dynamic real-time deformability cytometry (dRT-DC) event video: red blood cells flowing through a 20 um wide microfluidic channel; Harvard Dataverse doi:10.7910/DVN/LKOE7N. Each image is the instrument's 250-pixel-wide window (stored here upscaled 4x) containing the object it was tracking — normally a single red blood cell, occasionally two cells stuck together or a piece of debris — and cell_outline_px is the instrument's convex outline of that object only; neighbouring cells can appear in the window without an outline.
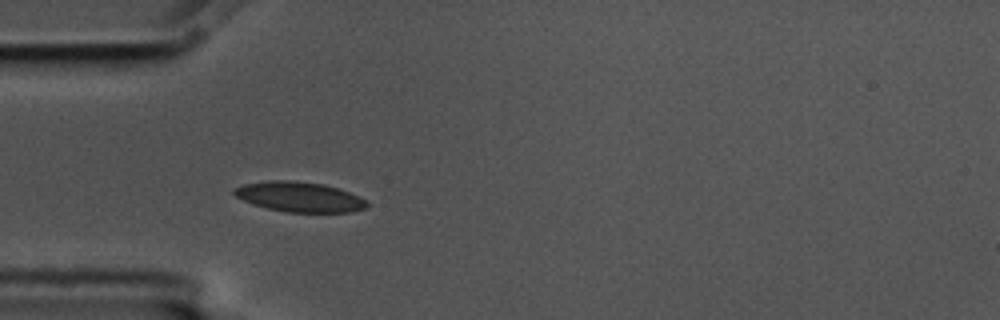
{"species": "common noctule bat (a hibernating species)", "species_latin": "Nyctalus noctula", "temperature_condition": "cold", "stored_images_in_passage": 41, "camera_frame_rate_fps": 3000, "um_per_image_px": 0.085, "animal": {"sex": "male", "body_mass_g": 17.5, "forearm_length_mm": 52.3}, "frame": {"image": 1, "passage_image": 1, "time_ms": 0.0, "image_size_px": [1000, 320], "cell_outline_px": [[368, 208], [352, 212], [284, 212], [252, 204], [236, 196], [232, 192], [232, 188], [244, 184], [268, 180], [292, 180], [324, 184], [348, 192], [368, 200]], "centroid_in_image_um": [25.46, 16.73], "position_along_channel_um": 59.5, "area_um2": 23.35}}
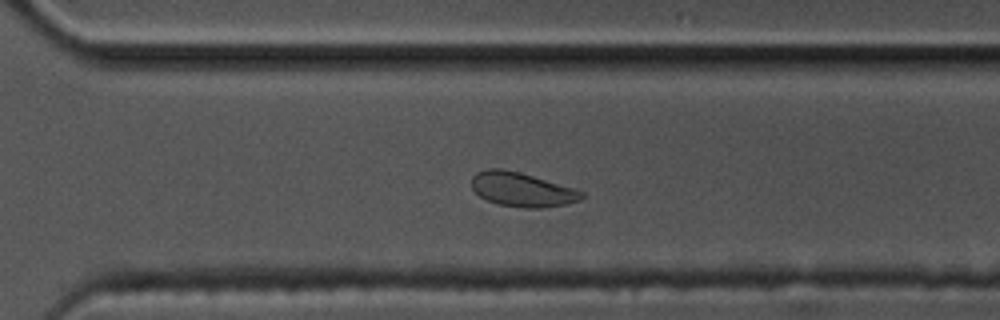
{"frame": {"image": 2, "passage_image": 24, "time_ms": 7.667, "image_size_px": [1000, 320], "cell_outline_px": [[584, 196], [580, 200], [564, 204], [540, 208], [524, 208], [500, 204], [488, 200], [480, 196], [472, 188], [472, 176], [476, 172], [488, 168], [500, 168], [520, 172], [572, 188], [584, 192]], "centroid_in_image_um": [44.34, 16.1], "position_along_channel_um": 326.3, "area_um2": 21.62}}
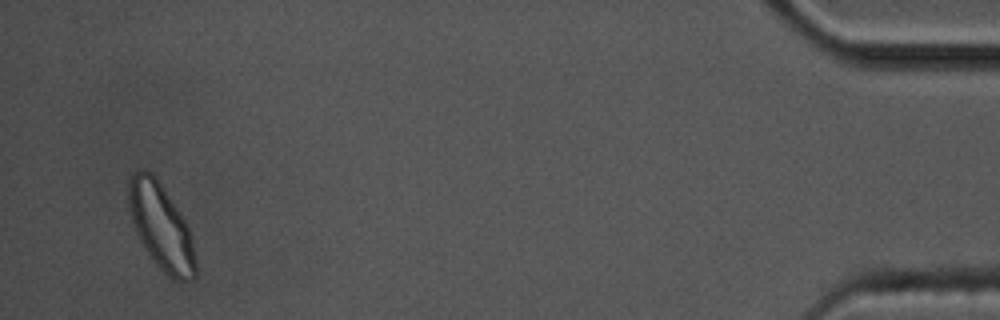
{"frame": {"image": 3, "passage_image": 39, "time_ms": 12.667, "image_size_px": [1000, 320], "cell_outline_px": [[196, 276], [192, 280], [184, 284], [168, 276], [156, 264], [140, 240], [136, 232], [132, 220], [128, 204], [128, 176], [132, 172], [144, 168], [152, 172], [156, 176], [180, 212], [188, 228], [192, 240], [196, 256]], "centroid_in_image_um": [13.69, 19.25], "position_along_channel_um": 421.5, "area_um2": 33.81}, "authors_computed_cell_mechanics": {"area_um2": 22.7154, "velocity_mm_per_s": 3.5192, "shape_relaxation_time_tau1_ms": 4.9512, "shape_relaxation_time_tau2_ms": 7.3026, "deformation_change_tau1": 0.1028, "deformation_change_tau2": 0.0902}}